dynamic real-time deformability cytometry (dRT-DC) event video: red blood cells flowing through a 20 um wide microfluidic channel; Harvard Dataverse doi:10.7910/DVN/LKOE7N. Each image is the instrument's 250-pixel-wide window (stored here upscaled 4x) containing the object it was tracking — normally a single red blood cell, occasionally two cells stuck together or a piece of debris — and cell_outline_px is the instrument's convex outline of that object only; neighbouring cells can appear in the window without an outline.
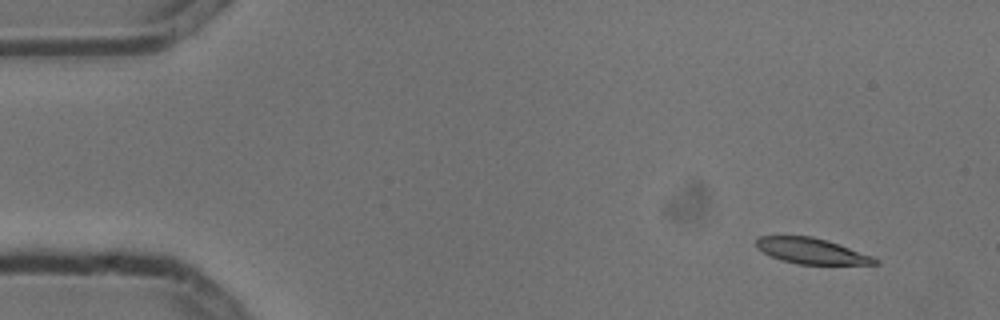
{"species": "common noctule bat (a hibernating species)", "species_latin": "Nyctalus noctula", "temperature_condition": "cold", "stored_images_in_passage": 4, "camera_frame_rate_fps": 3000, "um_per_image_px": 0.085, "animal": {"sex": "male", "body_mass_g": 13.3}, "frame": {"image": 1, "passage_image": 1, "time_ms": 0.0, "image_size_px": [1000, 320], "cell_outline_px": [[880, 264], [796, 264], [772, 256], [756, 248], [756, 240], [760, 236], [812, 236], [828, 240], [840, 244], [872, 256], [880, 260]], "centroid_in_image_um": [69.01, 21.33], "position_along_channel_um": 16.0, "area_um2": 17.69}}
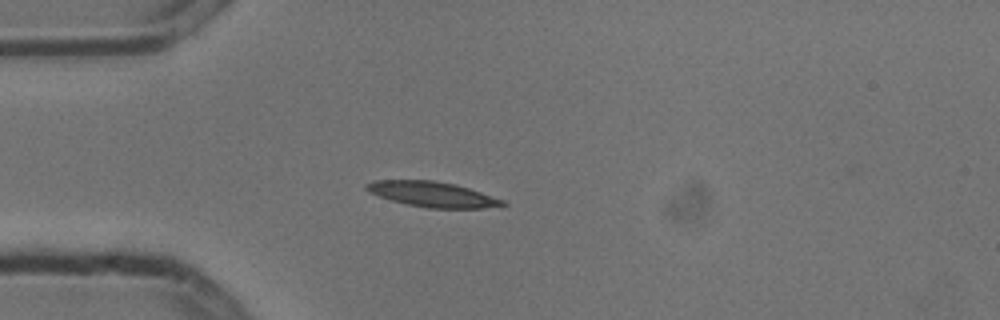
{"frame": {"image": 2, "passage_image": 4, "time_ms": 1.0, "image_size_px": [1000, 320], "cell_outline_px": [[508, 204], [504, 208], [428, 208], [408, 204], [392, 200], [368, 192], [364, 188], [364, 184], [372, 180], [432, 180], [456, 184], [504, 200]], "centroid_in_image_um": [36.8, 16.52], "position_along_channel_um": 48.2, "area_um2": 20.23}}